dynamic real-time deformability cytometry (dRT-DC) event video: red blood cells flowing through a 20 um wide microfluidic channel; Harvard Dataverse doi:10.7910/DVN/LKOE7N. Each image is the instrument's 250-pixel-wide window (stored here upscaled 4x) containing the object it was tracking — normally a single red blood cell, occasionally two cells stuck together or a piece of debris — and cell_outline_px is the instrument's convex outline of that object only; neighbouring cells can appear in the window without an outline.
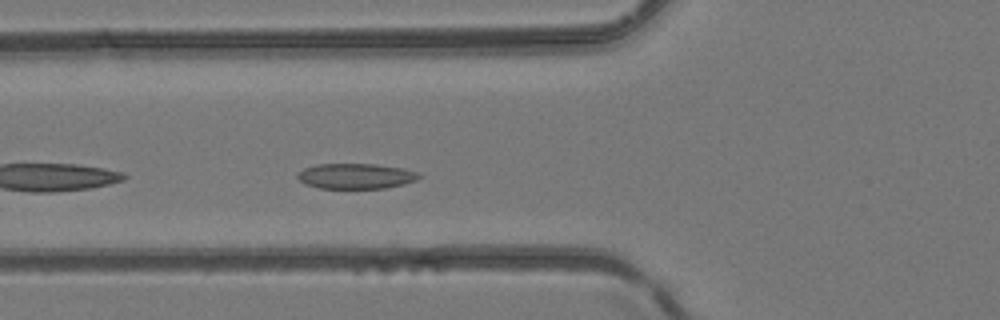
{"species": "common noctule bat (a hibernating species)", "species_latin": "Nyctalus noctula", "temperature_condition": "room temperature", "stored_images_in_passage": 25, "camera_frame_rate_fps": 3000, "um_per_image_px": 0.085, "animal": {"sex": "female", "body_mass_g": 24.6, "forearm_length_mm": 56.2}, "frame": {"image": 1, "passage_image": 3, "time_ms": 0.667, "image_size_px": [1000, 320], "cell_outline_px": [[424, 176], [416, 180], [404, 184], [384, 188], [320, 188], [304, 184], [296, 176], [296, 172], [304, 168], [316, 164], [372, 164], [404, 168], [420, 172]], "centroid_in_image_um": [30.26, 14.96], "position_along_channel_um": 95.5, "area_um2": 18.15}}
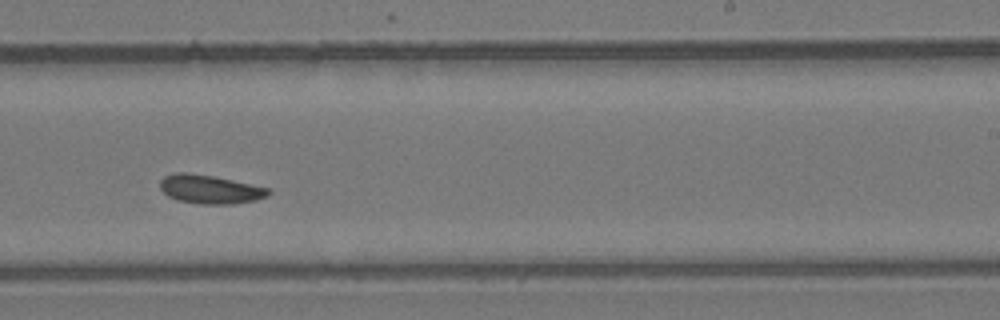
{"frame": {"image": 2, "passage_image": 15, "time_ms": 4.667, "image_size_px": [1000, 320], "cell_outline_px": [[272, 192], [268, 196], [256, 200], [232, 204], [200, 204], [176, 200], [168, 196], [160, 188], [160, 180], [164, 176], [172, 172], [188, 172], [212, 176], [232, 180], [268, 188]], "centroid_in_image_um": [17.82, 16.09], "position_along_channel_um": 271.2, "area_um2": 18.21}}
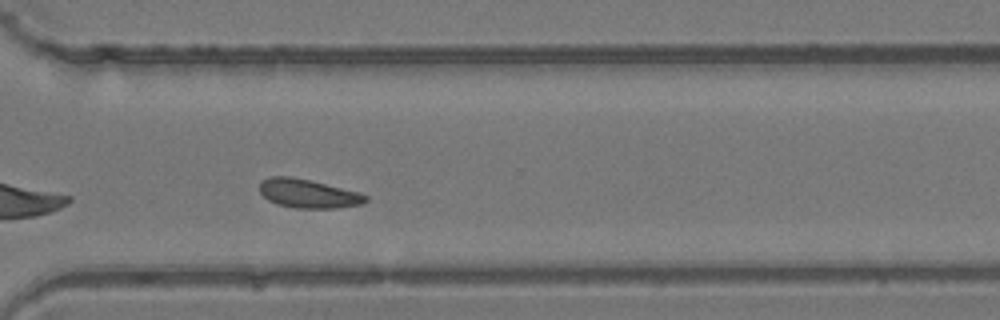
{"frame": {"image": 3, "passage_image": 20, "time_ms": 6.333, "image_size_px": [1000, 320], "cell_outline_px": [[368, 200], [364, 204], [336, 208], [292, 208], [276, 204], [268, 200], [260, 192], [260, 180], [268, 176], [288, 176], [308, 180], [360, 192], [368, 196]], "centroid_in_image_um": [26.19, 16.46], "position_along_channel_um": 344.4, "area_um2": 17.92}}